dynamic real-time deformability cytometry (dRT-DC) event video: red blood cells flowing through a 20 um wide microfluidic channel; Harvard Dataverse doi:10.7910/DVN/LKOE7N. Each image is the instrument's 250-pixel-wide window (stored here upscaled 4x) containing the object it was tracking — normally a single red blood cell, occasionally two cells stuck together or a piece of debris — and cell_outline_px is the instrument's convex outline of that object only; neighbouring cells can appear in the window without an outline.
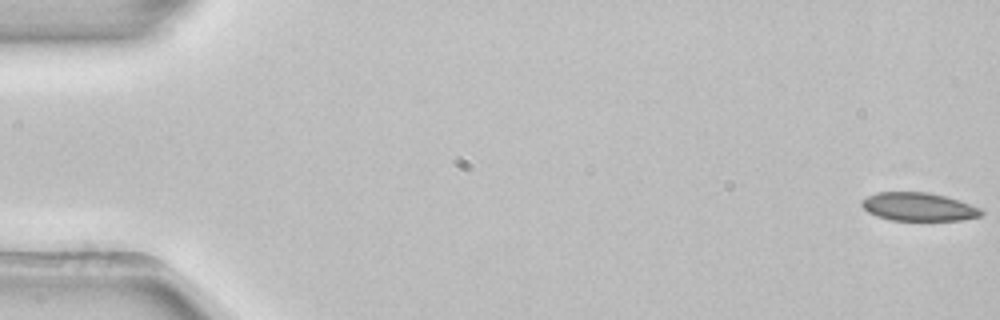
{"species": "common noctule bat (a hibernating species)", "species_latin": "Nyctalus noctula", "temperature_condition": "room temperature", "stored_images_in_passage": 53, "camera_frame_rate_fps": 3000, "um_per_image_px": 0.085, "animal": {"sex": "female", "body_mass_g": 22.7, "forearm_length_mm": 54.2}, "frame": {"image": 1, "passage_image": 1, "time_ms": 0.0, "image_size_px": [1000, 320], "cell_outline_px": [[984, 212], [980, 216], [960, 220], [892, 220], [876, 216], [868, 212], [860, 204], [860, 200], [876, 192], [928, 192], [944, 196], [984, 208]], "centroid_in_image_um": [78.08, 17.57], "position_along_channel_um": 6.9, "area_um2": 19.77}}
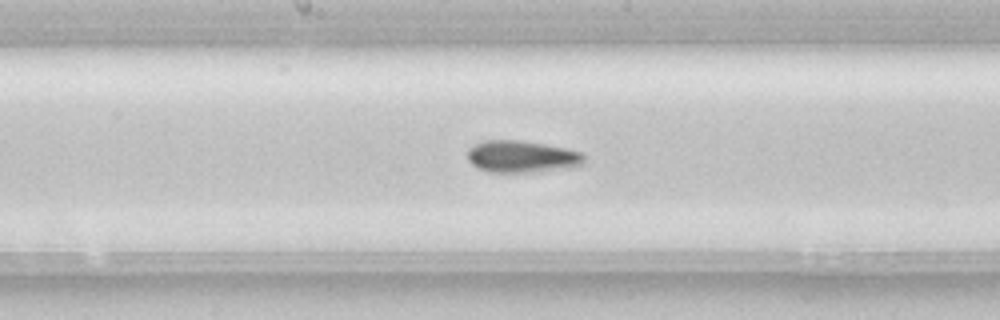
{"frame": {"image": 2, "passage_image": 28, "time_ms": 9.0, "image_size_px": [1000, 320], "cell_outline_px": [[584, 164], [572, 168], [536, 172], [488, 172], [476, 168], [468, 160], [468, 148], [484, 140], [516, 140], [544, 144], [564, 148], [580, 152], [584, 156]], "centroid_in_image_um": [44.35, 13.33], "position_along_channel_um": 203.9, "area_um2": 21.85}}
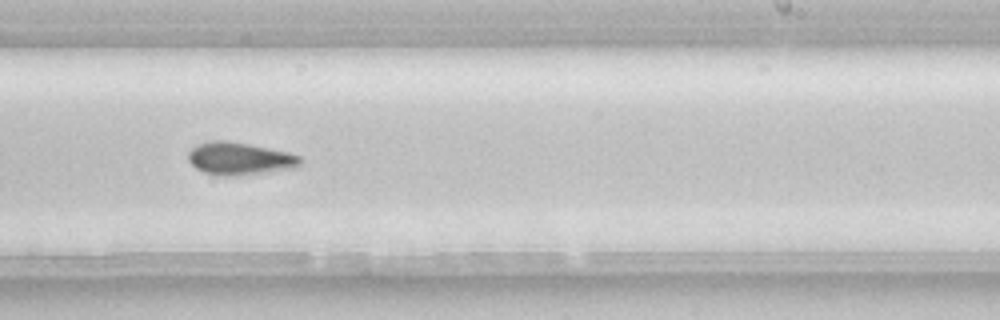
{"frame": {"image": 3, "passage_image": 33, "time_ms": 10.667, "image_size_px": [1000, 320], "cell_outline_px": [[304, 160], [300, 168], [224, 176], [204, 172], [196, 168], [188, 160], [188, 152], [196, 144], [208, 140], [228, 140], [288, 152], [300, 156]], "centroid_in_image_um": [20.39, 13.46], "position_along_channel_um": 268.6, "area_um2": 21.33}, "authors_computed_cell_mechanics": {"area_um2": 20.9814, "velocity_mm_per_s": 3.9134, "shape_relaxation_time_tau1_ms": 5.8802, "shape_relaxation_time_tau2_ms": null, "deformation_change_tau1": 0.101, "deformation_change_tau2": null}}